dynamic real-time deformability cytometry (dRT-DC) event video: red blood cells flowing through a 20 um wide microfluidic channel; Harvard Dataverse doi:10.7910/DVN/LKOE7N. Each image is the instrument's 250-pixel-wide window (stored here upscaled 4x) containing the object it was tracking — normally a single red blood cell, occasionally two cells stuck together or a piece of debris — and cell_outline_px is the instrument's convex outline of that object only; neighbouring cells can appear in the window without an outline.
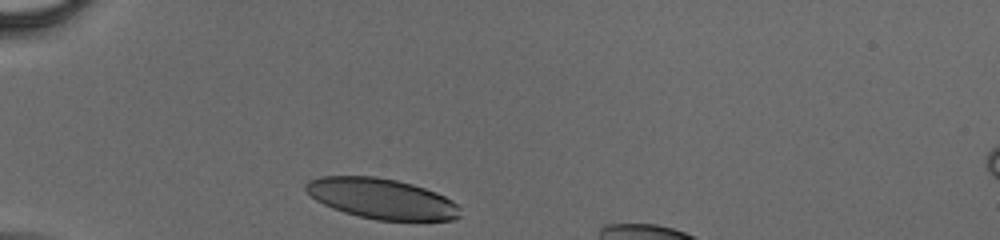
{"species": "human", "species_latin": "Homo sapiens", "temperature_condition": "cold", "stored_images_in_passage": 31, "camera_frame_rate_fps": 3000, "um_per_image_px": 0.085, "donor": {"sex": "male"}, "frame": {"image": 1, "passage_image": 1, "time_ms": 0.0, "image_size_px": [1000, 240], "cell_outline_px": [[460, 216], [456, 220], [376, 220], [344, 212], [332, 208], [316, 200], [304, 188], [304, 184], [308, 180], [320, 176], [372, 176], [396, 180], [412, 184], [436, 192], [452, 200], [460, 208]], "centroid_in_image_um": [32.43, 16.88], "position_along_channel_um": 52.6, "area_um2": 36.24}}
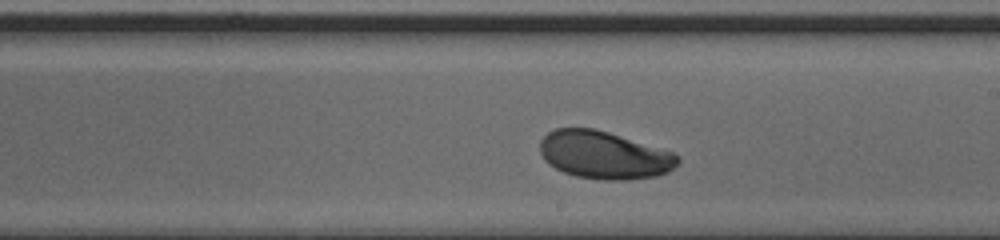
{"frame": {"image": 2, "passage_image": 18, "time_ms": 5.667, "image_size_px": [1000, 240], "cell_outline_px": [[680, 160], [668, 172], [656, 176], [628, 180], [604, 180], [576, 176], [564, 172], [548, 164], [544, 160], [540, 152], [540, 140], [548, 132], [556, 128], [596, 128], [672, 152], [680, 156]], "centroid_in_image_um": [51.32, 13.18], "position_along_channel_um": 237.7, "area_um2": 38.26}}
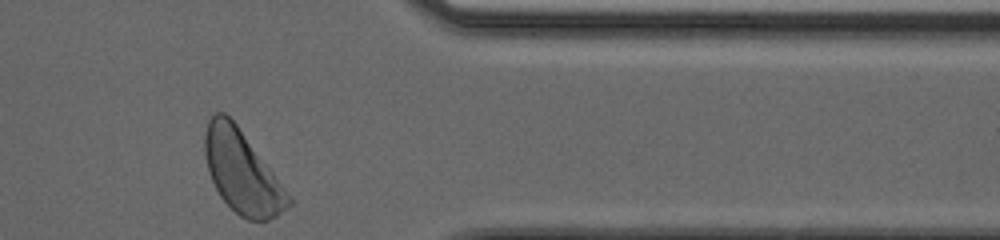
{"frame": {"image": 3, "passage_image": 31, "time_ms": 10.0, "image_size_px": [1000, 240], "cell_outline_px": [[292, 204], [276, 216], [268, 220], [248, 220], [240, 216], [220, 196], [212, 180], [208, 168], [204, 152], [204, 132], [208, 120], [216, 112], [224, 112], [236, 124], [272, 172], [292, 200]], "centroid_in_image_um": [20.53, 14.62], "position_along_channel_um": 390.9, "area_um2": 39.13}}